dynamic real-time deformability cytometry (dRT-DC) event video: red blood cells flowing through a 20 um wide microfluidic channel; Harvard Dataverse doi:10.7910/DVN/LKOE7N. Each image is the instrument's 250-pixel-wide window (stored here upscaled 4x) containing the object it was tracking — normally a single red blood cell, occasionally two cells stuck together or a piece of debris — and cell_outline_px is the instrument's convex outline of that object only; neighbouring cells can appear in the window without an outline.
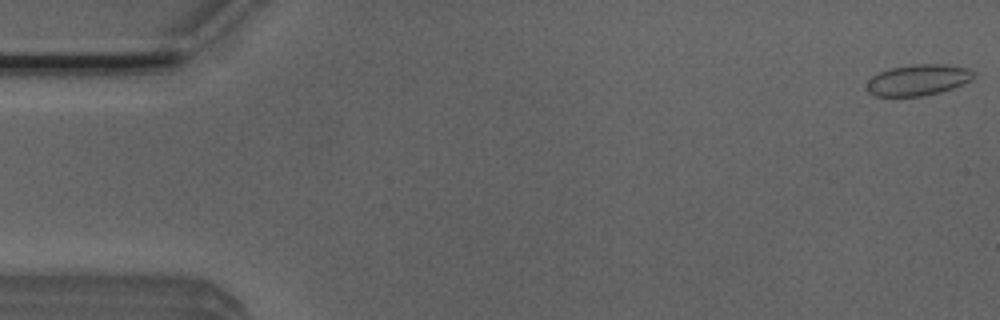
{"species": "Egyptian fruit bat (a non-hibernating species)", "species_latin": "Rousettus aegyptiacus", "temperature_condition": "room temperature", "stored_images_in_passage": 53, "camera_frame_rate_fps": 3000, "um_per_image_px": 0.085, "animal": {"sex": "male"}, "frame": {"image": 1, "passage_image": 1, "time_ms": 0.0, "image_size_px": [1000, 320], "cell_outline_px": [[976, 72], [972, 80], [952, 88], [940, 92], [924, 96], [876, 96], [868, 92], [864, 88], [868, 80], [872, 76], [888, 68], [912, 64], [944, 64], [968, 68]], "centroid_in_image_um": [78.02, 6.79], "position_along_channel_um": 7.0, "area_um2": 19.59}}
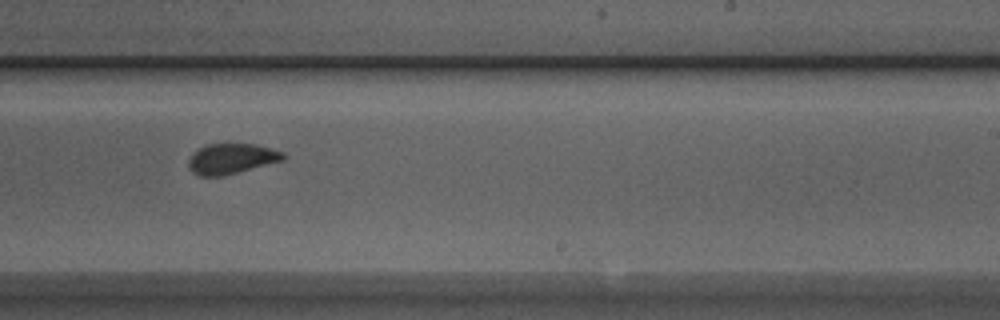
{"frame": {"image": 2, "passage_image": 32, "time_ms": 10.333, "image_size_px": [1000, 320], "cell_outline_px": [[288, 156], [284, 160], [224, 176], [200, 176], [192, 172], [188, 164], [188, 160], [200, 148], [208, 144], [256, 144], [284, 152]], "centroid_in_image_um": [19.72, 13.5], "position_along_channel_um": 269.3, "area_um2": 16.7}}
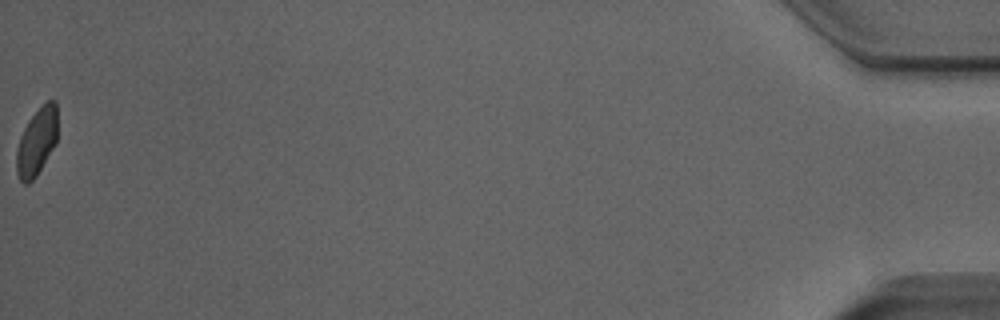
{"frame": {"image": 3, "passage_image": 53, "time_ms": 17.333, "image_size_px": [1000, 320], "cell_outline_px": [[56, 144], [36, 176], [28, 184], [24, 184], [20, 180], [16, 172], [16, 152], [20, 136], [28, 120], [48, 100], [56, 100]], "centroid_in_image_um": [3.1, 12.09], "position_along_channel_um": 432.1, "area_um2": 15.95}, "authors_computed_cell_mechanics": {"area_um2": 17.4556, "velocity_mm_per_s": 3.8729, "shape_relaxation_time_tau1_ms": 6.2287, "shape_relaxation_time_tau2_ms": null, "deformation_change_tau1": 0.1172, "deformation_change_tau2": null}}